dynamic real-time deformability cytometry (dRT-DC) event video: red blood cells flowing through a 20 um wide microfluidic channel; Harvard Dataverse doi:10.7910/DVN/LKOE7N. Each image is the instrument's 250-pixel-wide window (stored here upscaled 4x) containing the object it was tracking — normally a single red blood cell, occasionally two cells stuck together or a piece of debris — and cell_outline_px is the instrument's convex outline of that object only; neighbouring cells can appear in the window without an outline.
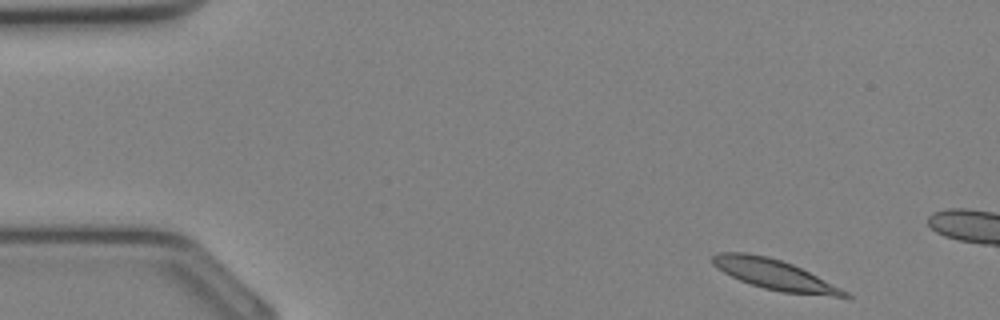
{"species": "Egyptian fruit bat (a non-hibernating species)", "species_latin": "Rousettus aegyptiacus", "temperature_condition": "cold", "stored_images_in_passage": 7, "camera_frame_rate_fps": 3000, "um_per_image_px": 0.085, "animal": {"sex": "female"}, "frame": {"image": 1, "passage_image": 1, "time_ms": 0.0, "image_size_px": [1000, 320], "cell_outline_px": [[852, 296], [832, 296], [784, 292], [764, 288], [740, 280], [724, 272], [712, 264], [712, 256], [716, 252], [744, 252], [768, 256], [792, 264], [848, 292]], "centroid_in_image_um": [65.76, 23.31], "position_along_channel_um": 19.2, "area_um2": 22.6}}